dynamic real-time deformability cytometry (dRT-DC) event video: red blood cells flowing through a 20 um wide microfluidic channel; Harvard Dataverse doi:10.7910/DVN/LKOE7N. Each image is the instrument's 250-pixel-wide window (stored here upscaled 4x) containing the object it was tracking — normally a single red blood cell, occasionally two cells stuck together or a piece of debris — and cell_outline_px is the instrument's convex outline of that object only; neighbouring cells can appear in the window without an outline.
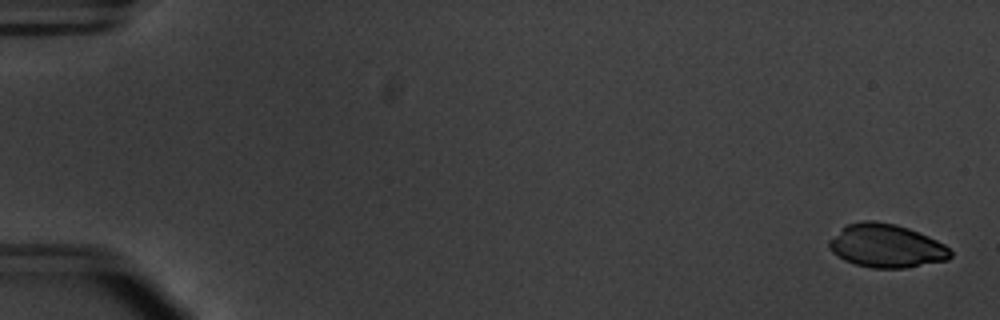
{"species": "common noctule bat (a hibernating species)", "species_latin": "Nyctalus noctula", "temperature_condition": "warm", "stored_images_in_passage": 53, "camera_frame_rate_fps": 3000, "um_per_image_px": 0.085, "animal": {"sex": "male", "body_mass_g": 20.1, "forearm_length_mm": 53.5}, "frame": {"image": 1, "passage_image": 2, "time_ms": 0.333, "image_size_px": [1000, 320], "cell_outline_px": [[952, 256], [948, 260], [904, 268], [872, 268], [856, 264], [844, 260], [832, 252], [828, 248], [828, 240], [848, 224], [864, 220], [876, 220], [896, 224], [908, 228], [928, 236], [944, 244], [952, 252]], "centroid_in_image_um": [75.33, 20.9], "position_along_channel_um": 9.7, "area_um2": 30.69}}